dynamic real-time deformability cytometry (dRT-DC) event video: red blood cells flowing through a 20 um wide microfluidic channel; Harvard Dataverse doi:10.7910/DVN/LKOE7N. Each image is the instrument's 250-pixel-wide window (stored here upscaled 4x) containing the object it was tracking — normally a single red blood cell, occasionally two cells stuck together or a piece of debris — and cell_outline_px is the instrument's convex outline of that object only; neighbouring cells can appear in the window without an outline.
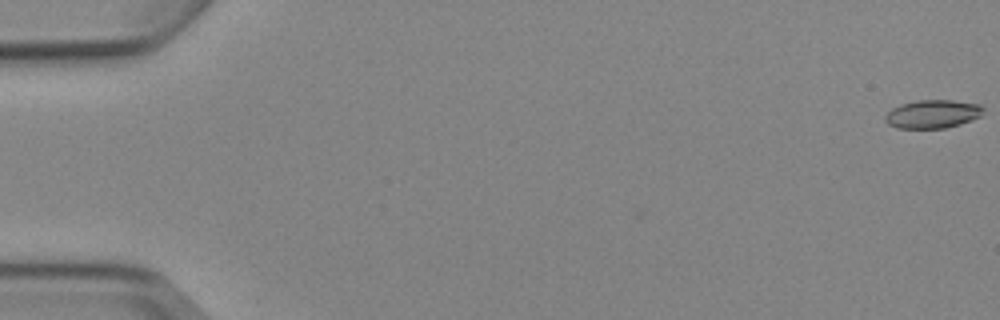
{"species": "Egyptian fruit bat (a non-hibernating species)", "species_latin": "Rousettus aegyptiacus", "temperature_condition": "cold", "stored_images_in_passage": 4, "camera_frame_rate_fps": 3000, "um_per_image_px": 0.085, "animal": {"sex": "female"}, "frame": {"image": 1, "passage_image": 1, "time_ms": 0.0, "image_size_px": [1000, 320], "cell_outline_px": [[984, 108], [980, 116], [972, 120], [960, 124], [944, 128], [896, 128], [888, 124], [884, 120], [884, 116], [892, 108], [900, 104], [916, 100], [952, 100], [980, 104]], "centroid_in_image_um": [79.25, 9.69], "position_along_channel_um": 5.7, "area_um2": 16.3}}